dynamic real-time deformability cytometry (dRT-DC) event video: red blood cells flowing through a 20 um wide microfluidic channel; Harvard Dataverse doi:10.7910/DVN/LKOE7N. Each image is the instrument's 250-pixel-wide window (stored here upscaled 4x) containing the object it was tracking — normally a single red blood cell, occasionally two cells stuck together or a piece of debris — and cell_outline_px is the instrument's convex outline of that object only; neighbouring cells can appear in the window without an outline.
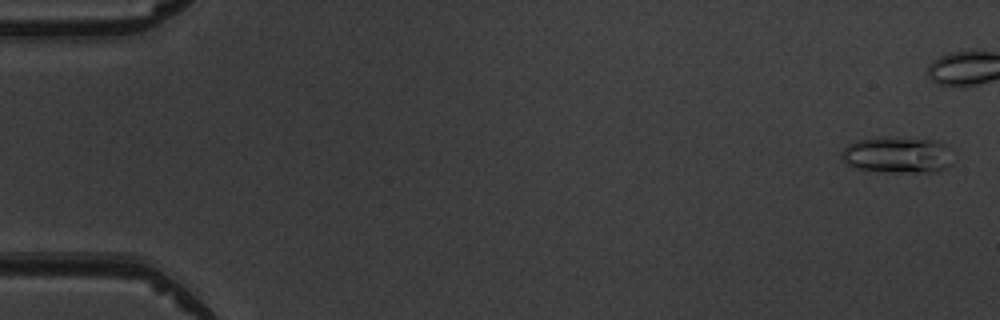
{"species": "common noctule bat (a hibernating species)", "species_latin": "Nyctalus noctula", "temperature_condition": "warm", "stored_images_in_passage": 6, "camera_frame_rate_fps": 3000, "um_per_image_px": 0.085, "animal": {"sex": "male", "body_mass_g": 19.5, "forearm_length_mm": 54.6}, "frame": {"image": 1, "passage_image": 1, "time_ms": 0.0, "image_size_px": [1000, 320], "cell_outline_px": [[952, 164], [948, 168], [940, 172], [884, 172], [856, 168], [840, 160], [840, 152], [848, 144], [856, 140], [936, 140], [944, 144], [948, 148]], "centroid_in_image_um": [76.28, 13.24], "position_along_channel_um": 8.7, "area_um2": 22.95}}
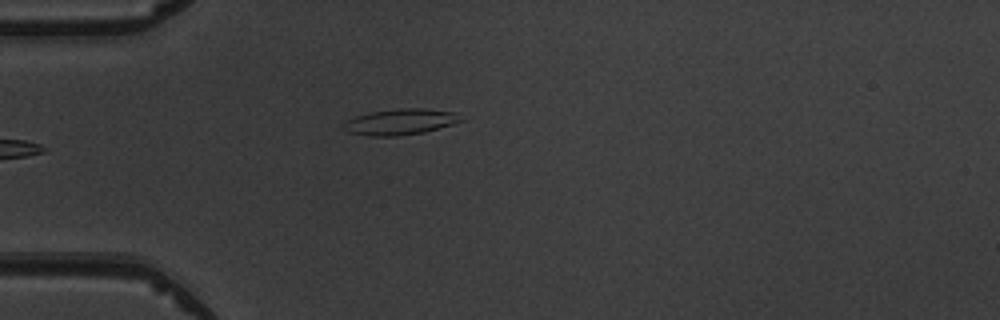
{"frame": {"image": 2, "passage_image": 5, "time_ms": 5.667, "image_size_px": [1000, 320], "cell_outline_px": [[464, 120], [452, 124], [424, 132], [396, 136], [372, 136], [348, 132], [340, 128], [348, 120], [356, 116], [368, 112], [396, 108], [424, 108], [456, 112]], "centroid_in_image_um": [34.02, 10.34], "position_along_channel_um": 51.0, "area_um2": 17.8}}